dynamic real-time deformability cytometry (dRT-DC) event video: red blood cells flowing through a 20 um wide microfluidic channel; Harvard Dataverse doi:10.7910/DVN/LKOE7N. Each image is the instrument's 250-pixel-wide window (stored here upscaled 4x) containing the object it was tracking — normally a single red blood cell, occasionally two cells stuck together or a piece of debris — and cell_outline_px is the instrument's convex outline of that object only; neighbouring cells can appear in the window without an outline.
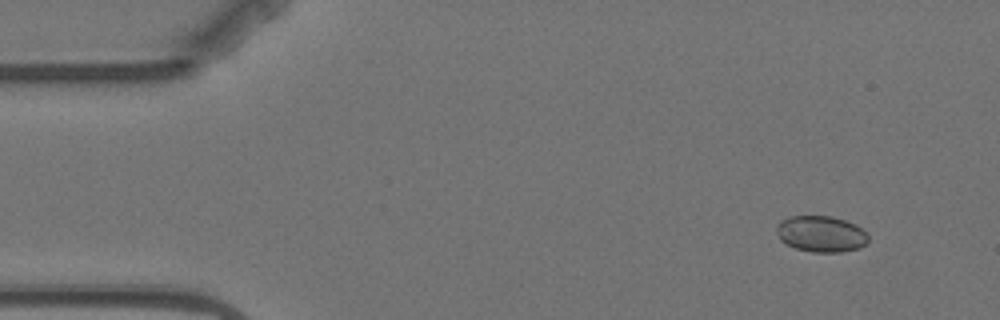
{"species": "Egyptian fruit bat (a non-hibernating species)", "species_latin": "Rousettus aegyptiacus", "temperature_condition": "warm", "stored_images_in_passage": 5, "camera_frame_rate_fps": 3000, "um_per_image_px": 0.085, "animal": {"sex": "female"}, "frame": {"image": 1, "passage_image": 2, "time_ms": 1.0, "image_size_px": [1000, 320], "cell_outline_px": [[868, 240], [860, 248], [840, 252], [812, 252], [796, 248], [780, 240], [776, 232], [776, 224], [780, 220], [788, 216], [832, 216], [856, 224], [868, 236]], "centroid_in_image_um": [69.75, 19.87], "position_along_channel_um": 15.2, "area_um2": 19.36}}
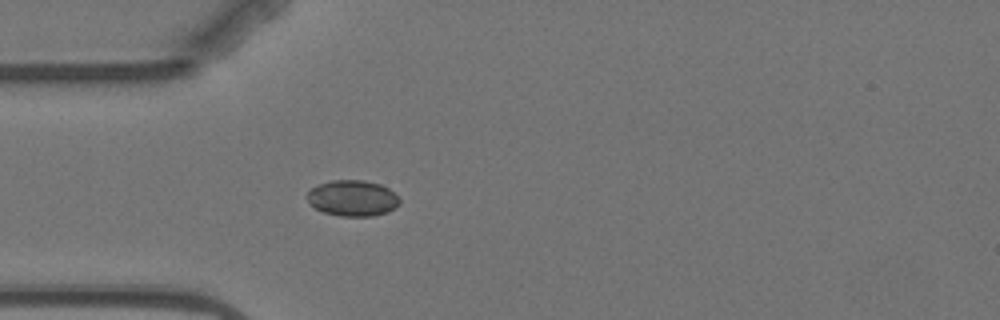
{"frame": {"image": 2, "passage_image": 5, "time_ms": 4.667, "image_size_px": [1000, 320], "cell_outline_px": [[400, 204], [388, 212], [372, 216], [340, 216], [324, 212], [316, 208], [308, 200], [308, 188], [332, 180], [364, 180], [380, 184], [388, 188], [400, 200]], "centroid_in_image_um": [29.97, 16.84], "position_along_channel_um": 55.0, "area_um2": 19.25}}